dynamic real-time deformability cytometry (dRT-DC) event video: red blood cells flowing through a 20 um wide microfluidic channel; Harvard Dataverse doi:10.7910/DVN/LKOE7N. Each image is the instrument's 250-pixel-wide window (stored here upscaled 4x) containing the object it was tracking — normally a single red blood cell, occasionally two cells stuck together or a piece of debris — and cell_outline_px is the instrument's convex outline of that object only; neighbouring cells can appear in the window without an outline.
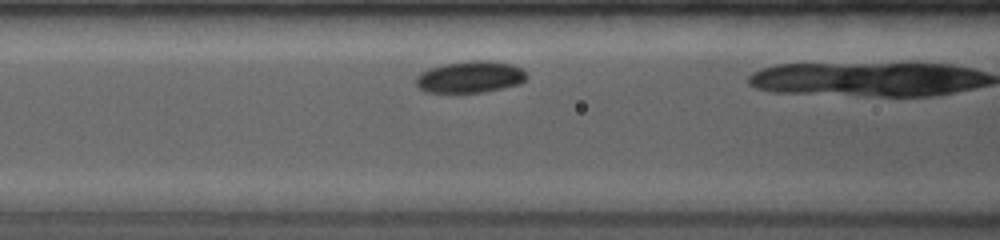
{"species": "common noctule bat (a hibernating species)", "species_latin": "Nyctalus noctula", "temperature_condition": "room temperature", "stored_images_in_passage": 6, "camera_frame_rate_fps": 4000, "um_per_image_px": 0.085, "animal": {"sex": "female", "body_mass_g": 19.0, "forearm_length_mm": 53.3}, "frame": {"image": 1, "passage_image": 4, "time_ms": 1.25, "image_size_px": [1000, 240], "cell_outline_px": [[528, 76], [520, 84], [484, 92], [424, 92], [416, 84], [416, 76], [420, 72], [428, 68], [444, 64], [468, 60], [492, 60], [512, 64], [520, 68]], "centroid_in_image_um": [39.95, 6.52], "position_along_channel_um": 126.6, "area_um2": 20.58}}